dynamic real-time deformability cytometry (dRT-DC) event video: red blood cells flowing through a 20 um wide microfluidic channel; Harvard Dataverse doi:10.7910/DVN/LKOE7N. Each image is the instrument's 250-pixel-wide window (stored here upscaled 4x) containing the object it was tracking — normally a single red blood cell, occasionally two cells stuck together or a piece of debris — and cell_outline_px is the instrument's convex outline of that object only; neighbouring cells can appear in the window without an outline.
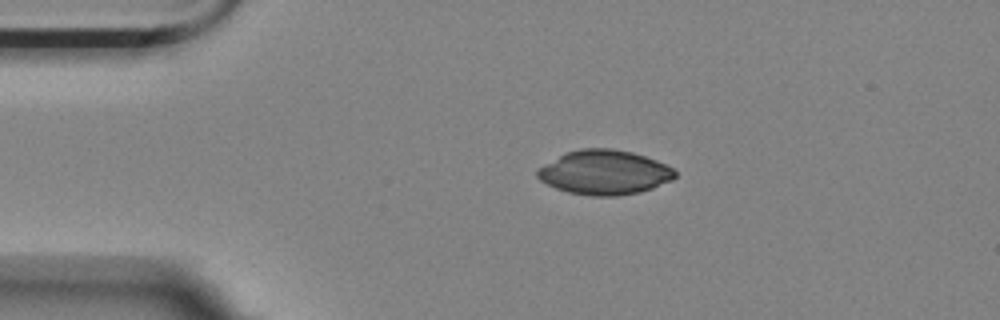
{"species": "Egyptian fruit bat (a non-hibernating species)", "species_latin": "Rousettus aegyptiacus", "temperature_condition": "room temperature", "stored_images_in_passage": 46, "camera_frame_rate_fps": 3000, "um_per_image_px": 0.085, "animal": {"sex": "female"}, "frame": {"image": 1, "passage_image": 1, "time_ms": 0.0, "image_size_px": [1000, 320], "cell_outline_px": [[676, 176], [672, 180], [652, 188], [640, 192], [616, 196], [592, 196], [568, 192], [556, 188], [540, 180], [536, 176], [536, 172], [544, 164], [564, 152], [580, 148], [612, 148], [632, 152], [656, 160], [672, 168], [676, 172]], "centroid_in_image_um": [51.36, 14.65], "position_along_channel_um": 33.6, "area_um2": 35.66}}
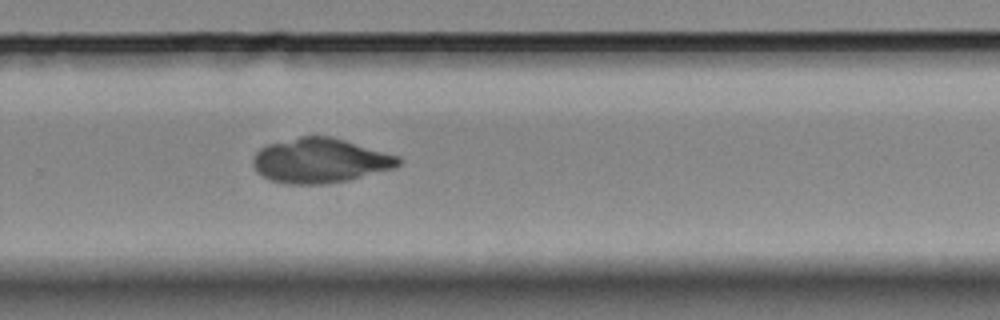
{"frame": {"image": 2, "passage_image": 27, "time_ms": 8.667, "image_size_px": [1000, 320], "cell_outline_px": [[404, 160], [396, 168], [348, 180], [320, 184], [288, 184], [272, 180], [256, 172], [252, 164], [252, 160], [256, 152], [260, 148], [268, 144], [300, 136], [328, 136], [344, 140], [400, 156]], "centroid_in_image_um": [27.23, 13.65], "position_along_channel_um": 302.6, "area_um2": 37.86}}
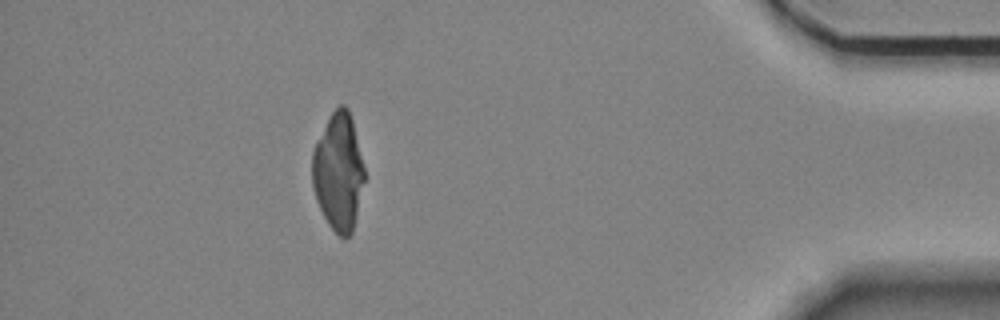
{"frame": {"image": 3, "passage_image": 40, "time_ms": 13.0, "image_size_px": [1000, 320], "cell_outline_px": [[364, 180], [356, 216], [352, 232], [344, 240], [328, 224], [316, 200], [312, 188], [312, 152], [316, 140], [332, 112], [340, 104], [344, 104], [348, 108], [352, 120], [364, 168]], "centroid_in_image_um": [28.74, 14.6], "position_along_channel_um": 406.5, "area_um2": 35.49}}